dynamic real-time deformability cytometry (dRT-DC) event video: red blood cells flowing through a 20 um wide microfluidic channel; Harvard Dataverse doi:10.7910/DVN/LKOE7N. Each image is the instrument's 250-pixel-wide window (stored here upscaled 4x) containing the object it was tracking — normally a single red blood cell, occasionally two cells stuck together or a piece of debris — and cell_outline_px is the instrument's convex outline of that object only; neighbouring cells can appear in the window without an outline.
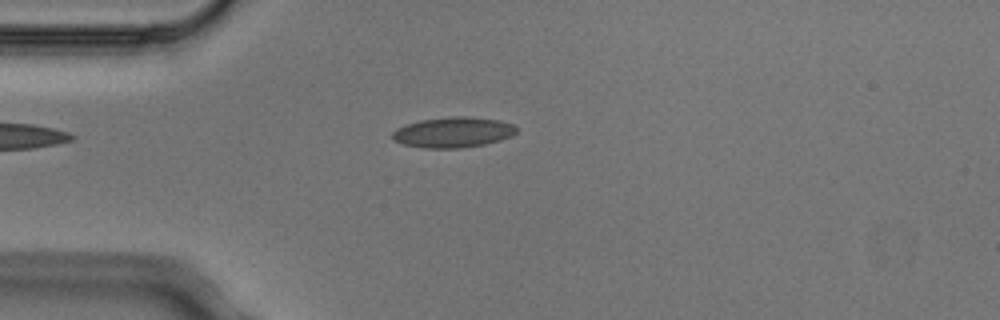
{"species": "Egyptian fruit bat (a non-hibernating species)", "species_latin": "Rousettus aegyptiacus", "temperature_condition": "cold", "stored_images_in_passage": 2, "camera_frame_rate_fps": 3000, "um_per_image_px": 0.085, "animal": {"sex": "male"}, "frame": {"image": 1, "passage_image": 1, "time_ms": 0.0, "image_size_px": [1000, 320], "cell_outline_px": [[516, 132], [512, 136], [500, 140], [484, 144], [460, 148], [424, 148], [404, 144], [392, 140], [392, 132], [396, 128], [420, 120], [452, 116], [468, 116], [500, 120], [516, 124]], "centroid_in_image_um": [38.53, 11.24], "position_along_channel_um": 46.5, "area_um2": 22.14}}